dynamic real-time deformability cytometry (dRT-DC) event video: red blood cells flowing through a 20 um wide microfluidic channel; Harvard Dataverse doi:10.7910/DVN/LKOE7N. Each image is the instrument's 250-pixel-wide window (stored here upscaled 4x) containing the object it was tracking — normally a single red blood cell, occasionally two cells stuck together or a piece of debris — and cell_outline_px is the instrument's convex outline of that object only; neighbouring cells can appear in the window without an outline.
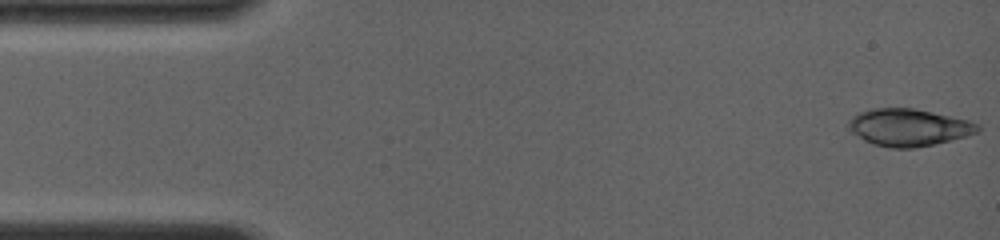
{"species": "common noctule bat (a hibernating species)", "species_latin": "Nyctalus noctula", "temperature_condition": "room temperature", "stored_images_in_passage": 5, "camera_frame_rate_fps": 4000, "um_per_image_px": 0.085, "animal": {"sex": "female", "body_mass_g": 19.0, "forearm_length_mm": 56.7}, "frame": {"image": 1, "passage_image": 1, "time_ms": 0.0, "image_size_px": [1000, 240], "cell_outline_px": [[980, 132], [968, 136], [932, 144], [912, 148], [892, 148], [876, 144], [864, 140], [848, 132], [848, 120], [852, 116], [868, 108], [912, 108], [932, 112], [968, 120], [976, 124], [980, 128]], "centroid_in_image_um": [77.19, 10.82], "position_along_channel_um": 7.8, "area_um2": 27.98}}
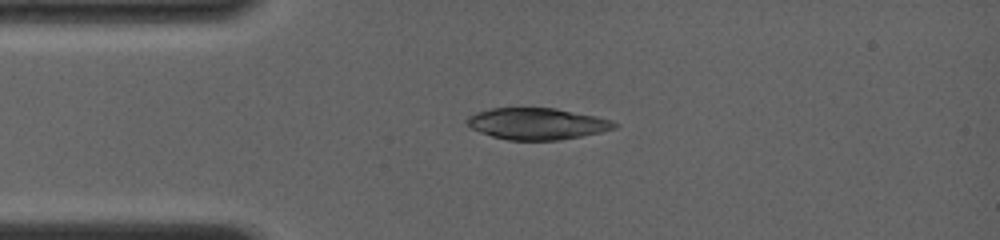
{"frame": {"image": 2, "passage_image": 5, "time_ms": 3.25, "image_size_px": [1000, 240], "cell_outline_px": [[620, 124], [616, 128], [600, 132], [560, 140], [508, 140], [492, 136], [480, 132], [472, 128], [464, 120], [468, 116], [476, 112], [492, 108], [556, 108], [596, 116], [612, 120]], "centroid_in_image_um": [45.66, 10.51], "position_along_channel_um": 39.3, "area_um2": 27.11}}